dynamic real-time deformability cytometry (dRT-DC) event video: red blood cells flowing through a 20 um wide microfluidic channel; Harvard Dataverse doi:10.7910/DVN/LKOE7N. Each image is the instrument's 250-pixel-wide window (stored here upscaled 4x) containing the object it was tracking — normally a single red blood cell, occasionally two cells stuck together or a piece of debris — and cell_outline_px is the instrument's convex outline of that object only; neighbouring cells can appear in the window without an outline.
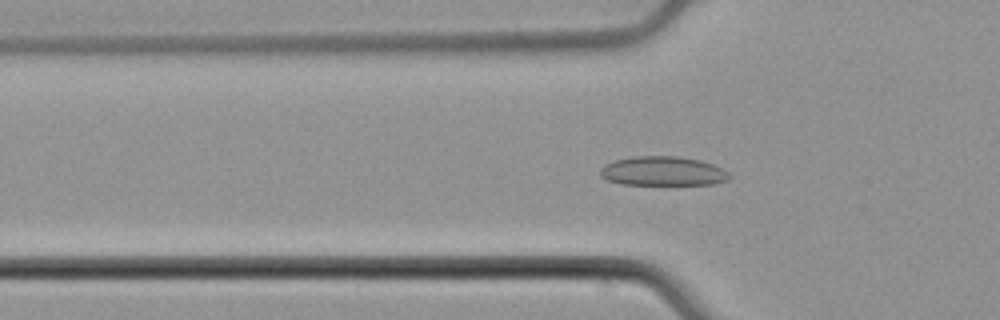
{"species": "common noctule bat (a hibernating species)", "species_latin": "Nyctalus noctula", "temperature_condition": "cold", "stored_images_in_passage": 51, "camera_frame_rate_fps": 3000, "um_per_image_px": 0.085, "animal": {"sex": "male", "body_mass_g": 21.5, "forearm_length_mm": 52.0}, "frame": {"image": 1, "passage_image": 18, "time_ms": 5.667, "image_size_px": [1000, 320], "cell_outline_px": [[732, 176], [728, 180], [712, 184], [620, 184], [608, 180], [600, 176], [600, 168], [604, 164], [616, 160], [636, 156], [676, 156], [700, 160], [712, 164], [728, 172]], "centroid_in_image_um": [56.33, 14.55], "position_along_channel_um": 69.5, "area_um2": 21.91}}
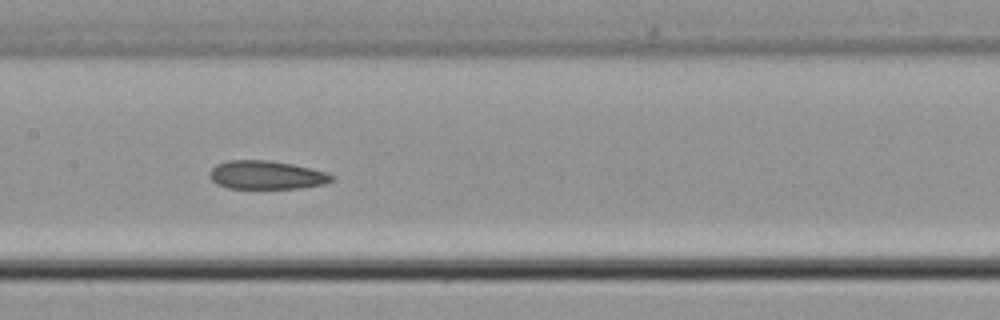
{"frame": {"image": 2, "passage_image": 27, "time_ms": 8.667, "image_size_px": [1000, 320], "cell_outline_px": [[332, 180], [324, 184], [300, 188], [228, 188], [216, 184], [208, 176], [212, 168], [216, 164], [228, 160], [268, 160], [292, 164], [324, 172], [332, 176]], "centroid_in_image_um": [22.58, 14.87], "position_along_channel_um": 184.8, "area_um2": 20.06}}
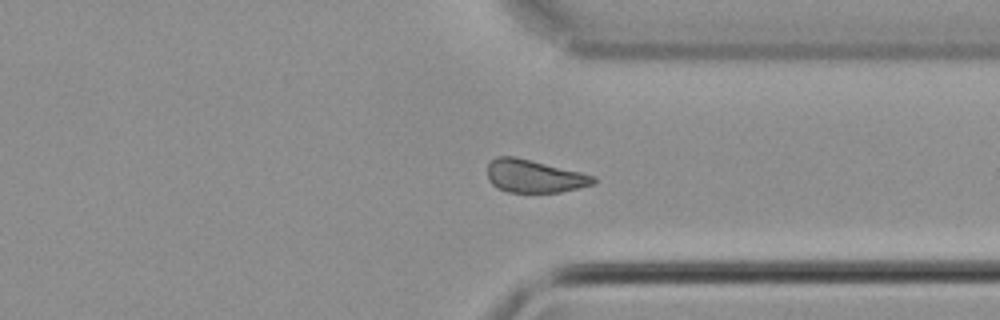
{"frame": {"image": 3, "passage_image": 41, "time_ms": 13.333, "image_size_px": [1000, 320], "cell_outline_px": [[596, 184], [560, 192], [508, 192], [496, 188], [488, 180], [488, 164], [496, 156], [516, 156], [596, 176]], "centroid_in_image_um": [45.41, 14.97], "position_along_channel_um": 366.0, "area_um2": 20.4}}